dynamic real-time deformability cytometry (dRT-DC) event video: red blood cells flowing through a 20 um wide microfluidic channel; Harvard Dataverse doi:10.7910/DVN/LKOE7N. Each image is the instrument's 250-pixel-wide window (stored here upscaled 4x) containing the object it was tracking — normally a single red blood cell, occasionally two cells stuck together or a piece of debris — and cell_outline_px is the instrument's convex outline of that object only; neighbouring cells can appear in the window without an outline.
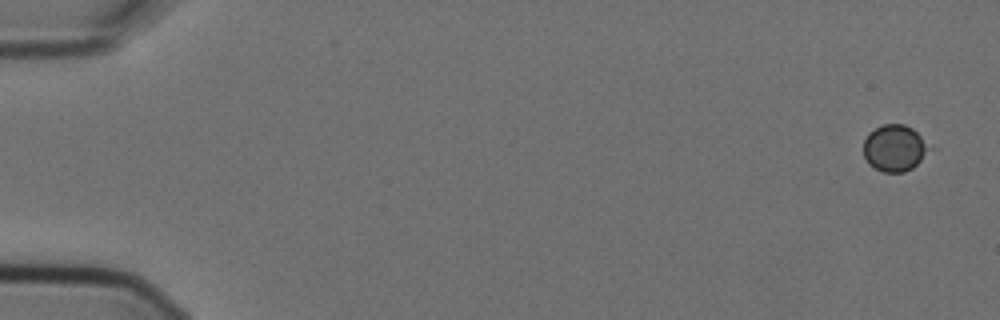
{"species": "Egyptian fruit bat (a non-hibernating species)", "species_latin": "Rousettus aegyptiacus", "temperature_condition": "cold", "stored_images_in_passage": 6, "camera_frame_rate_fps": 3000, "um_per_image_px": 0.085, "animal": {"sex": "female"}, "frame": {"image": 1, "passage_image": 1, "time_ms": 0.0, "image_size_px": [1000, 320], "cell_outline_px": [[936, 148], [912, 168], [904, 172], [884, 172], [868, 164], [864, 156], [864, 140], [868, 132], [884, 124], [904, 124], [912, 128]], "centroid_in_image_um": [76.11, 12.58], "position_along_channel_um": 8.9, "area_um2": 18.26}}